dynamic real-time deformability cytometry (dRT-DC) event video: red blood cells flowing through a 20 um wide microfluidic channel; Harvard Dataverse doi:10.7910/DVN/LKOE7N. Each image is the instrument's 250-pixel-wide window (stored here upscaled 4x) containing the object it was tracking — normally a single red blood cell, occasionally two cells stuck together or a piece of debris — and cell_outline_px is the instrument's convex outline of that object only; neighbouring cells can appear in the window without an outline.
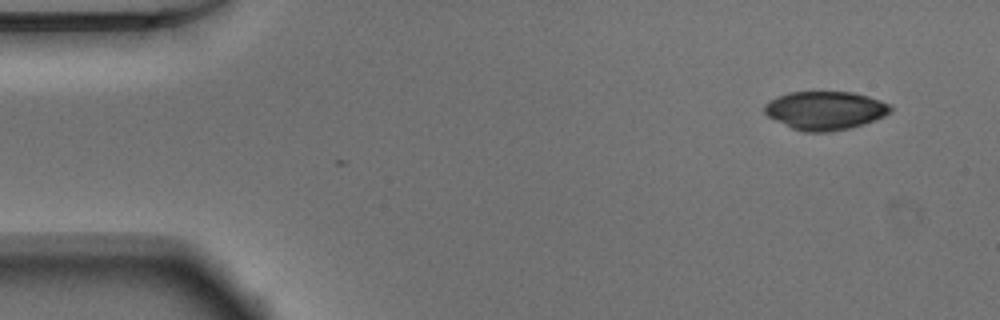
{"species": "Egyptian fruit bat (a non-hibernating species)", "species_latin": "Rousettus aegyptiacus", "temperature_condition": "warm", "stored_images_in_passage": 48, "camera_frame_rate_fps": 3000, "um_per_image_px": 0.085, "animal": {"sex": "male"}, "frame": {"image": 1, "passage_image": 1, "time_ms": 0.0, "image_size_px": [1000, 320], "cell_outline_px": [[892, 112], [876, 120], [864, 124], [848, 128], [828, 132], [804, 132], [792, 128], [768, 116], [764, 112], [764, 104], [788, 92], [852, 92], [868, 96], [892, 104]], "centroid_in_image_um": [70.18, 9.39], "position_along_channel_um": 14.8, "area_um2": 28.21}}
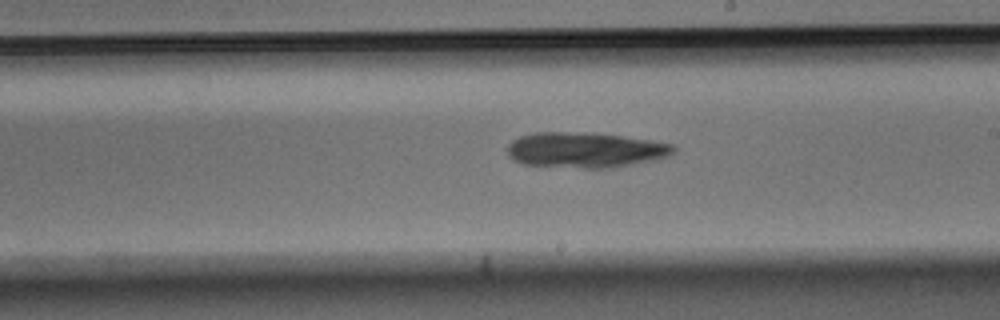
{"frame": {"image": 2, "passage_image": 26, "time_ms": 8.333, "image_size_px": [1000, 320], "cell_outline_px": [[676, 152], [660, 160], [608, 168], [584, 168], [524, 164], [512, 160], [508, 156], [508, 144], [512, 140], [520, 136], [536, 132], [592, 132], [652, 140], [672, 144], [676, 148]], "centroid_in_image_um": [49.79, 12.74], "position_along_channel_um": 239.2, "area_um2": 34.68}}
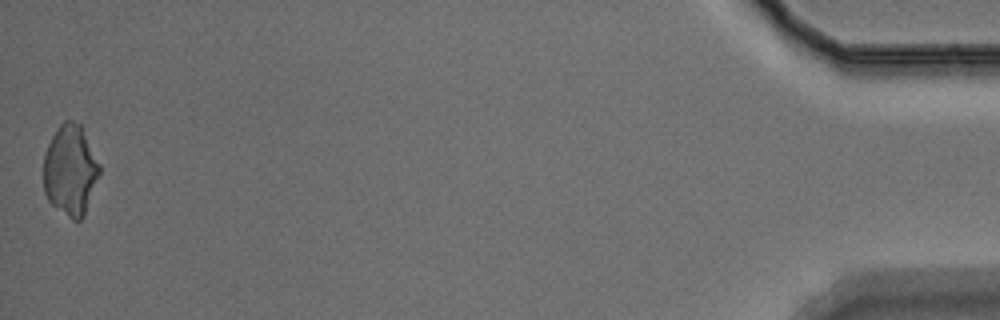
{"frame": {"image": 3, "passage_image": 48, "time_ms": 15.667, "image_size_px": [1000, 320], "cell_outline_px": [[100, 172], [84, 216], [80, 220], [72, 220], [52, 204], [48, 200], [44, 192], [44, 152], [52, 136], [60, 124], [64, 120], [72, 120], [80, 124], [100, 164]], "centroid_in_image_um": [5.97, 14.46], "position_along_channel_um": 429.2, "area_um2": 29.42}}